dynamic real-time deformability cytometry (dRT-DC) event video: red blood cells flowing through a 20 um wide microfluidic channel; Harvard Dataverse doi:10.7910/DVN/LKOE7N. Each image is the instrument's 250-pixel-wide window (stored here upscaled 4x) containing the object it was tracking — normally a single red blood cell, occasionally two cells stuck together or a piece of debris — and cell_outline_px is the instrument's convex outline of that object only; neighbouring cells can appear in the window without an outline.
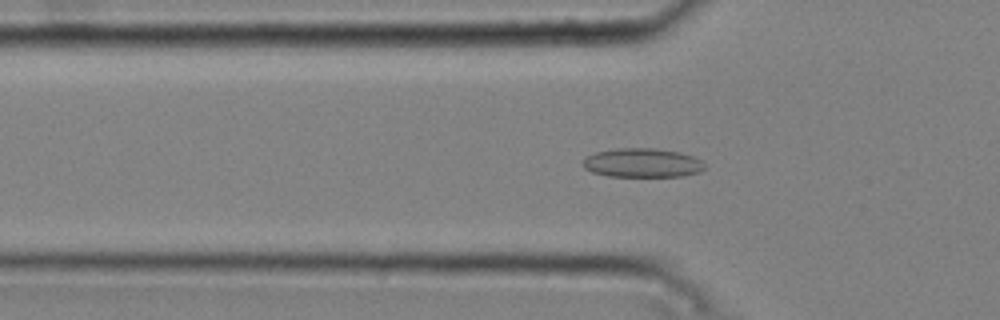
{"species": "common noctule bat (a hibernating species)", "species_latin": "Nyctalus noctula", "temperature_condition": "cold", "stored_images_in_passage": 51, "camera_frame_rate_fps": 3000, "um_per_image_px": 0.085, "animal": {"sex": "male", "body_mass_g": 20.4}, "frame": {"image": 1, "passage_image": 17, "time_ms": 5.333, "image_size_px": [1000, 320], "cell_outline_px": [[704, 168], [700, 172], [684, 176], [608, 176], [592, 172], [584, 168], [584, 160], [588, 156], [596, 152], [616, 148], [652, 148], [680, 152], [704, 160]], "centroid_in_image_um": [54.64, 13.84], "position_along_channel_um": 71.2, "area_um2": 20.58}}
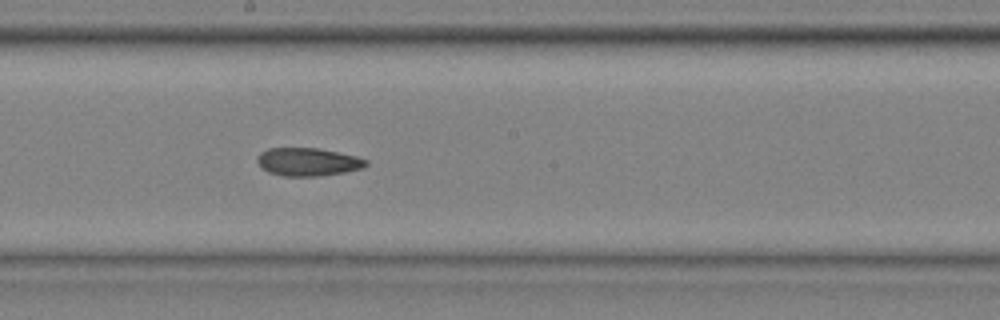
{"frame": {"image": 2, "passage_image": 29, "time_ms": 9.333, "image_size_px": [1000, 320], "cell_outline_px": [[368, 164], [360, 168], [344, 172], [316, 176], [284, 176], [268, 172], [256, 160], [256, 156], [260, 152], [268, 148], [316, 148], [356, 156], [368, 160]], "centroid_in_image_um": [26.14, 13.75], "position_along_channel_um": 222.1, "area_um2": 17.57}}
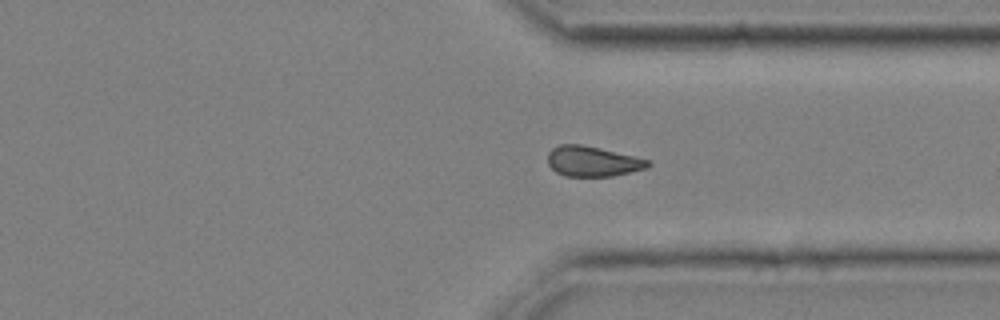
{"frame": {"image": 3, "passage_image": 40, "time_ms": 13.0, "image_size_px": [1000, 320], "cell_outline_px": [[652, 164], [648, 168], [612, 176], [564, 176], [556, 172], [548, 164], [548, 152], [552, 148], [560, 144], [580, 144], [600, 148], [636, 156], [652, 160]], "centroid_in_image_um": [50.41, 13.71], "position_along_channel_um": 361.0, "area_um2": 17.86}, "authors_computed_cell_mechanics": {"area_um2": 18.5538, "velocity_mm_per_s": 3.7705, "shape_relaxation_time_tau1_ms": null, "shape_relaxation_time_tau2_ms": 10.9788, "deformation_change_tau1": null, "deformation_change_tau2": 0.1562}}